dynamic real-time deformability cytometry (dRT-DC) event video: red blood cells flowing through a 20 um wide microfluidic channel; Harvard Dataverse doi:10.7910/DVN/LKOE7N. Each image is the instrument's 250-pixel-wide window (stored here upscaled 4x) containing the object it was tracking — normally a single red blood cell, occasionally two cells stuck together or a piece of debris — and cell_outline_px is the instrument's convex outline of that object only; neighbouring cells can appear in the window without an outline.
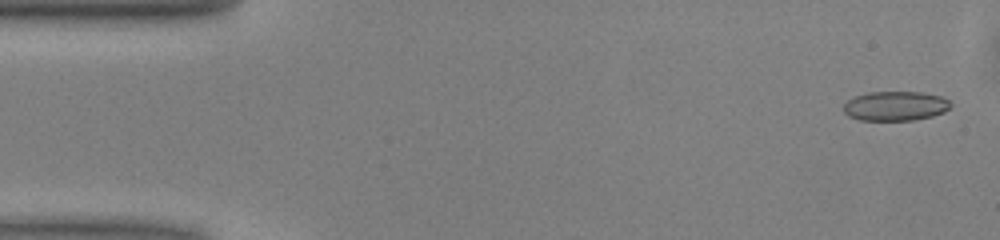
{"species": "common noctule bat (a hibernating species)", "species_latin": "Nyctalus noctula", "temperature_condition": "warm", "stored_images_in_passage": 50, "camera_frame_rate_fps": 3000, "um_per_image_px": 0.085, "animal": {"sex": "male", "body_mass_g": 13.0, "forearm_length_mm": 53.1}, "frame": {"image": 1, "passage_image": 2, "time_ms": 0.333, "image_size_px": [1000, 240], "cell_outline_px": [[952, 104], [944, 112], [932, 116], [912, 120], [860, 120], [848, 116], [844, 112], [844, 104], [852, 96], [868, 92], [920, 92], [940, 96], [948, 100]], "centroid_in_image_um": [76.07, 9.0], "position_along_channel_um": 8.9, "area_um2": 18.38}}
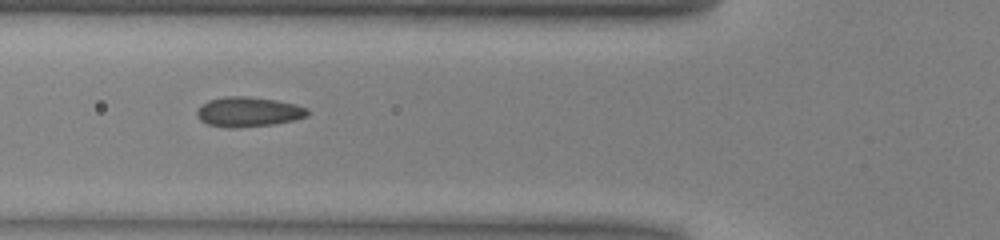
{"frame": {"image": 2, "passage_image": 18, "time_ms": 5.667, "image_size_px": [1000, 240], "cell_outline_px": [[308, 116], [276, 124], [236, 128], [228, 128], [208, 124], [200, 120], [196, 116], [196, 112], [208, 100], [228, 96], [248, 96], [276, 100], [296, 104], [308, 108]], "centroid_in_image_um": [21.13, 9.51], "position_along_channel_um": 104.7, "area_um2": 19.25}}
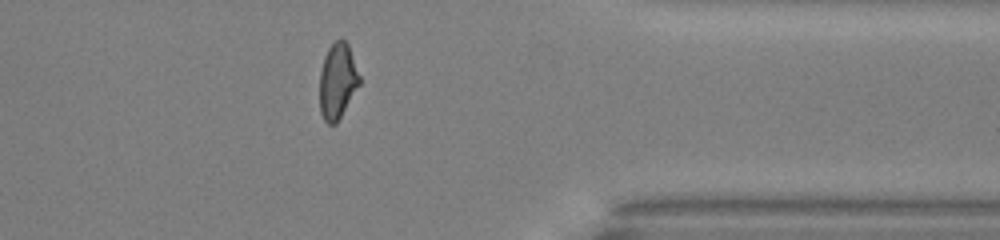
{"frame": {"image": 3, "passage_image": 40, "time_ms": 13.0, "image_size_px": [1000, 240], "cell_outline_px": [[360, 84], [336, 124], [328, 124], [324, 120], [320, 112], [320, 72], [324, 56], [328, 48], [340, 36], [348, 44], [360, 76]], "centroid_in_image_um": [28.69, 6.88], "position_along_channel_um": 382.7, "area_um2": 17.57}, "authors_computed_cell_mechanics": {"area_um2": 18.2648, "velocity_mm_per_s": 4.0452, "shape_relaxation_time_tau1_ms": 5.1974, "shape_relaxation_time_tau2_ms": 1.0137, "deformation_change_tau1": 0.1171, "deformation_change_tau2": 0.0637}}